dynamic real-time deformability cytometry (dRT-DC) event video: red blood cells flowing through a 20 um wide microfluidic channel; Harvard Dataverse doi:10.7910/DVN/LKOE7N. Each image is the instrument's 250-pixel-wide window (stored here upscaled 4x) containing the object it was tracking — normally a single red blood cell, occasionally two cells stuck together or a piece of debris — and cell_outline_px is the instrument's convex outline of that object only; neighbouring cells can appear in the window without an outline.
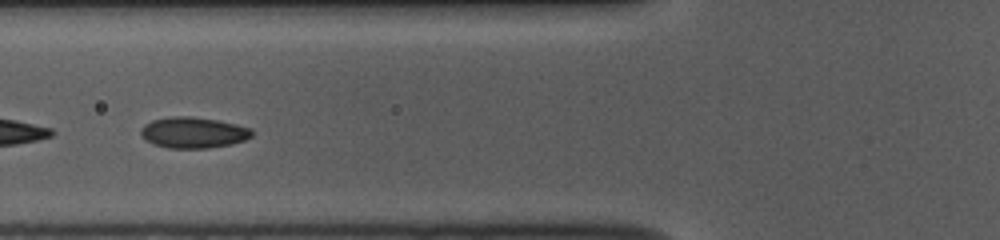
{"species": "common noctule bat (a hibernating species)", "species_latin": "Nyctalus noctula", "temperature_condition": "room temperature", "stored_images_in_passage": 49, "camera_frame_rate_fps": 3000, "um_per_image_px": 0.085, "animal": {"sex": "female", "body_mass_g": 10.0, "forearm_length_mm": 53.1}, "frame": {"image": 1, "passage_image": 17, "time_ms": 5.333, "image_size_px": [1000, 240], "cell_outline_px": [[252, 136], [244, 140], [232, 144], [208, 148], [168, 148], [152, 144], [144, 140], [140, 132], [140, 128], [144, 124], [152, 120], [172, 116], [192, 116], [216, 120], [236, 124], [252, 128]], "centroid_in_image_um": [16.4, 11.27], "position_along_channel_um": 109.4, "area_um2": 20.23}}
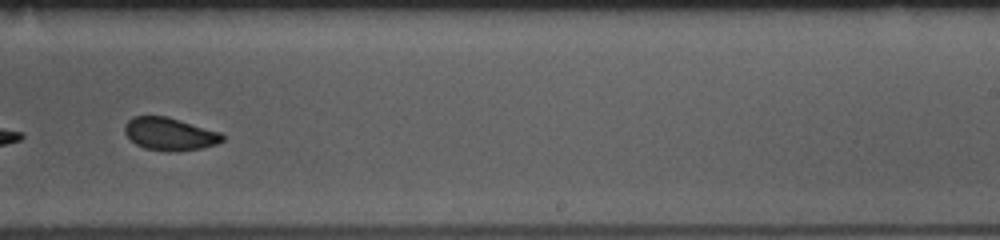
{"frame": {"image": 2, "passage_image": 30, "time_ms": 9.667, "image_size_px": [1000, 240], "cell_outline_px": [[224, 140], [216, 144], [200, 148], [176, 152], [168, 152], [144, 148], [136, 144], [124, 132], [124, 124], [132, 116], [168, 116], [220, 132], [224, 136]], "centroid_in_image_um": [14.41, 11.39], "position_along_channel_um": 274.6, "area_um2": 18.73}}
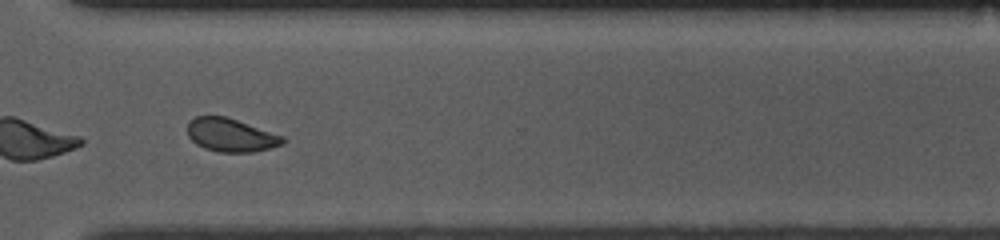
{"frame": {"image": 3, "passage_image": 36, "time_ms": 11.667, "image_size_px": [1000, 240], "cell_outline_px": [[284, 144], [252, 152], [220, 152], [204, 148], [196, 144], [188, 136], [188, 124], [196, 116], [224, 116], [284, 136]], "centroid_in_image_um": [19.61, 11.49], "position_along_channel_um": 351.0, "area_um2": 18.21}, "authors_computed_cell_mechanics": {"area_um2": 19.652, "velocity_mm_per_s": 3.8169, "shape_relaxation_time_tau1_ms": 4.0396, "shape_relaxation_time_tau2_ms": 1.4992, "deformation_change_tau1": 0.0815, "deformation_change_tau2": 0.0561}}